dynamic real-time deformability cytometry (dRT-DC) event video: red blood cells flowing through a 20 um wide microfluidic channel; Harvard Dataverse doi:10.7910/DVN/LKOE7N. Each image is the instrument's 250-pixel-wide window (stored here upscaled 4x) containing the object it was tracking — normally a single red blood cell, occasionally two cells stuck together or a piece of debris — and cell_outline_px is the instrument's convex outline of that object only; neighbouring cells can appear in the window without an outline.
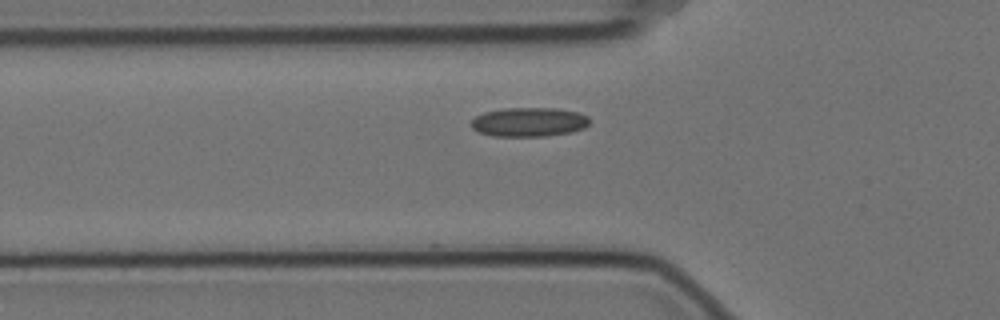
{"species": "Egyptian fruit bat (a non-hibernating species)", "species_latin": "Rousettus aegyptiacus", "temperature_condition": "cold", "stored_images_in_passage": 37, "camera_frame_rate_fps": 3000, "um_per_image_px": 0.085, "animal": {"sex": "female"}, "frame": {"image": 1, "passage_image": 4, "time_ms": 1.0, "image_size_px": [1000, 320], "cell_outline_px": [[588, 124], [584, 128], [572, 132], [544, 136], [492, 136], [476, 132], [472, 128], [472, 120], [476, 116], [484, 112], [504, 108], [556, 108], [576, 112], [588, 116]], "centroid_in_image_um": [44.93, 10.37], "position_along_channel_um": 80.9, "area_um2": 20.11}}
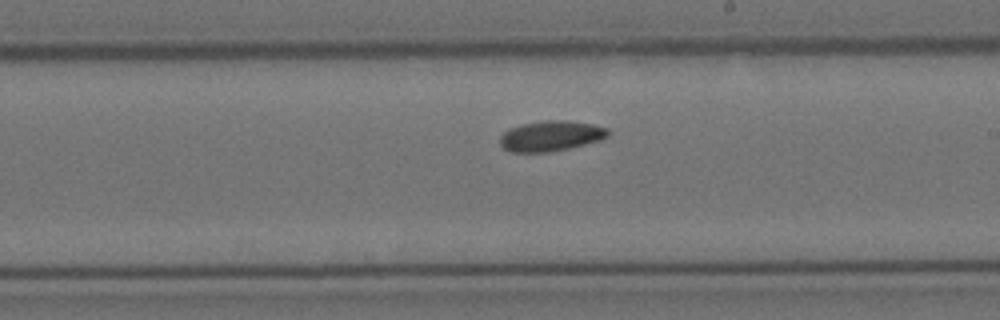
{"frame": {"image": 2, "passage_image": 18, "time_ms": 5.667, "image_size_px": [1000, 320], "cell_outline_px": [[608, 136], [600, 140], [568, 148], [548, 152], [512, 152], [504, 148], [500, 144], [500, 136], [508, 128], [520, 124], [544, 120], [564, 120], [592, 124], [608, 128]], "centroid_in_image_um": [46.79, 11.54], "position_along_channel_um": 242.2, "area_um2": 19.07}}
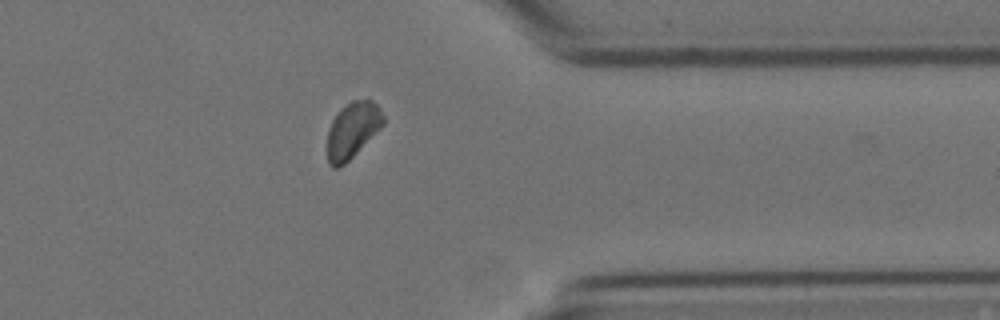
{"frame": {"image": 3, "passage_image": 31, "time_ms": 10.0, "image_size_px": [1000, 320], "cell_outline_px": [[384, 124], [344, 164], [336, 168], [332, 168], [328, 164], [328, 128], [332, 120], [340, 108], [352, 100], [372, 100], [380, 108], [384, 116]], "centroid_in_image_um": [29.95, 11.04], "position_along_channel_um": 381.5, "area_um2": 17.98}}